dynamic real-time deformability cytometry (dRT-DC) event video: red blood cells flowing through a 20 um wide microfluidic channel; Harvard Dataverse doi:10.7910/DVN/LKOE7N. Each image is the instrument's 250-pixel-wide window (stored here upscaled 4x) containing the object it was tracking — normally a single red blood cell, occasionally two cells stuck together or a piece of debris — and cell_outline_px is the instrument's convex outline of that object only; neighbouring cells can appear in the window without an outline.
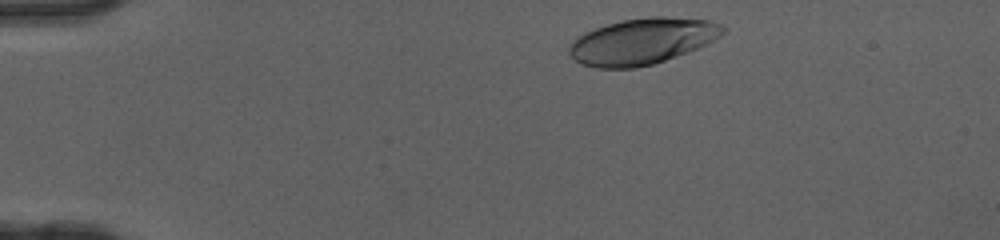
{"species": "human", "species_latin": "Homo sapiens", "temperature_condition": "cold", "stored_images_in_passage": 35, "camera_frame_rate_fps": 3000, "um_per_image_px": 0.085, "donor": {"sex": "female"}, "frame": {"image": 1, "passage_image": 2, "time_ms": 0.333, "image_size_px": [1000, 240], "cell_outline_px": [[728, 28], [720, 36], [696, 48], [676, 56], [652, 64], [636, 68], [596, 68], [580, 64], [568, 52], [568, 48], [572, 40], [596, 28], [608, 24], [624, 20], [648, 16], [664, 16], [708, 20], [720, 24]], "centroid_in_image_um": [54.58, 3.51], "position_along_channel_um": 30.4, "area_um2": 40.92}}
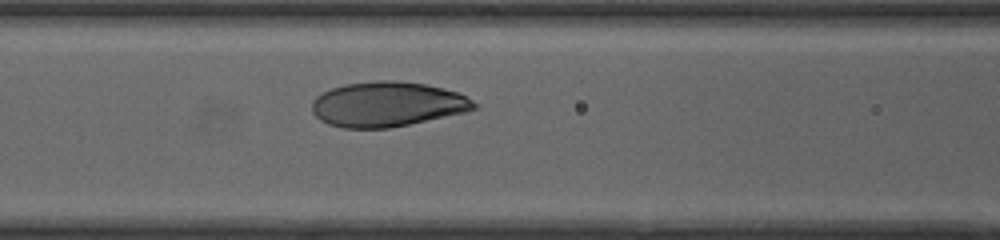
{"frame": {"image": 2, "passage_image": 15, "time_ms": 4.667, "image_size_px": [1000, 240], "cell_outline_px": [[480, 104], [476, 108], [464, 112], [408, 124], [388, 128], [344, 128], [328, 124], [320, 120], [312, 112], [312, 100], [316, 96], [332, 88], [344, 84], [376, 80], [396, 80], [424, 84], [444, 88], [456, 92]], "centroid_in_image_um": [32.89, 8.85], "position_along_channel_um": 133.7, "area_um2": 42.31}}
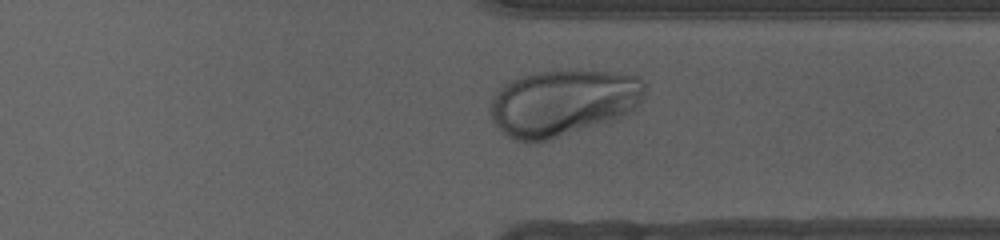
{"frame": {"image": 3, "passage_image": 32, "time_ms": 10.333, "image_size_px": [1000, 240], "cell_outline_px": [[644, 96], [624, 116], [616, 120], [548, 140], [516, 140], [508, 136], [492, 120], [488, 112], [488, 108], [492, 96], [504, 84], [512, 80], [524, 76], [540, 72], [608, 72], [640, 76], [644, 84]], "centroid_in_image_um": [47.83, 8.74], "position_along_channel_um": 363.6, "area_um2": 58.9}, "authors_computed_cell_mechanics": {"area_um2": 42.7142, "velocity_mm_per_s": 4.0527, "shape_relaxation_time_tau1_ms": 3.1919, "shape_relaxation_time_tau2_ms": null, "deformation_change_tau1": 0.1801, "deformation_change_tau2": null}}